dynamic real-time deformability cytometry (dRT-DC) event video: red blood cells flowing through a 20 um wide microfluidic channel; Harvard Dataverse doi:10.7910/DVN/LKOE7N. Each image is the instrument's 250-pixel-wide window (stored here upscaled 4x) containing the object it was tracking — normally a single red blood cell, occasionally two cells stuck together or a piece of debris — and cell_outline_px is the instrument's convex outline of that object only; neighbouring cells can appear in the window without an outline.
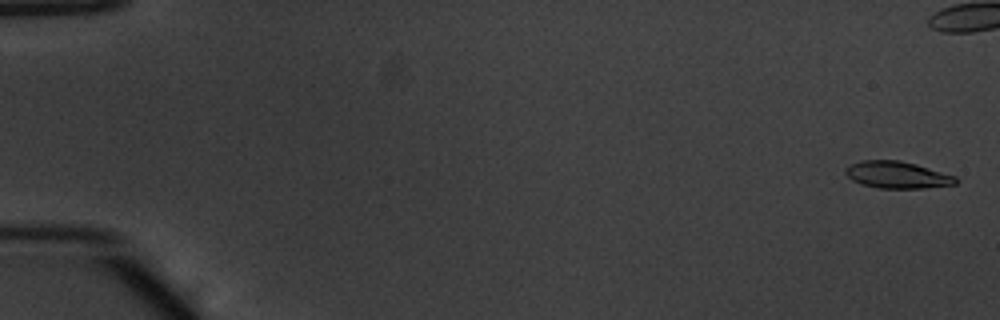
{"species": "common noctule bat (a hibernating species)", "species_latin": "Nyctalus noctula", "temperature_condition": "warm", "stored_images_in_passage": 55, "camera_frame_rate_fps": 3000, "um_per_image_px": 0.085, "animal": {"sex": "male", "body_mass_g": 20.1, "forearm_length_mm": 53.5}, "frame": {"image": 1, "passage_image": 2, "time_ms": 0.333, "image_size_px": [1000, 320], "cell_outline_px": [[960, 180], [956, 184], [924, 188], [876, 188], [860, 184], [852, 180], [844, 172], [844, 168], [860, 160], [900, 160], [916, 164], [956, 176]], "centroid_in_image_um": [76.26, 14.86], "position_along_channel_um": 8.7, "area_um2": 17.46}}
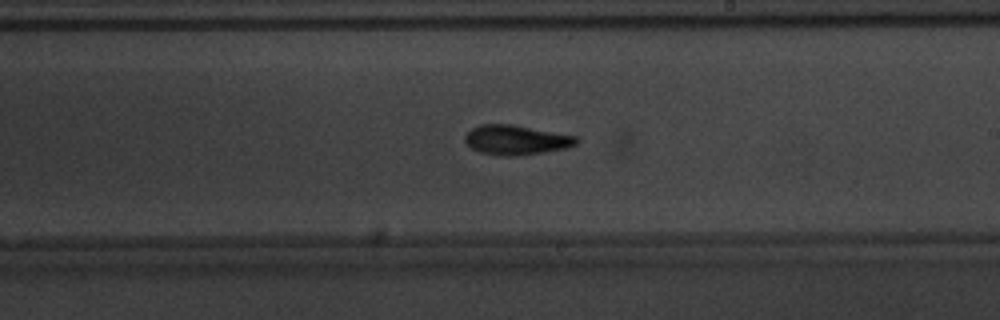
{"frame": {"image": 2, "passage_image": 33, "time_ms": 10.667, "image_size_px": [1000, 320], "cell_outline_px": [[580, 140], [576, 144], [568, 148], [544, 152], [512, 156], [500, 156], [480, 152], [472, 148], [464, 140], [464, 136], [472, 128], [480, 124], [512, 124], [576, 136]], "centroid_in_image_um": [43.87, 11.89], "position_along_channel_um": 245.1, "area_um2": 19.25}}
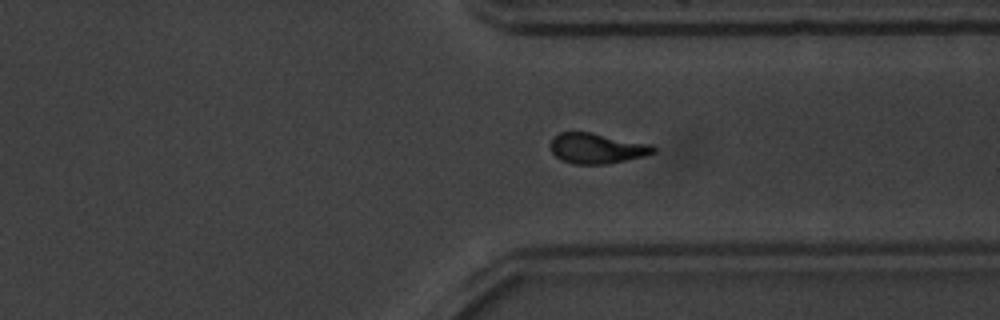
{"frame": {"image": 3, "passage_image": 42, "time_ms": 13.667, "image_size_px": [1000, 320], "cell_outline_px": [[656, 152], [644, 156], [608, 164], [572, 164], [560, 160], [552, 152], [552, 140], [560, 132], [592, 132], [652, 144], [656, 148]], "centroid_in_image_um": [50.77, 12.61], "position_along_channel_um": 360.6, "area_um2": 18.26}, "authors_computed_cell_mechanics": {"area_um2": 18.1492, "velocity_mm_per_s": 3.8648, "shape_relaxation_time_tau1_ms": 2.8172, "shape_relaxation_time_tau2_ms": 5.0939, "deformation_change_tau1": 0.1847, "deformation_change_tau2": 0.1277}}